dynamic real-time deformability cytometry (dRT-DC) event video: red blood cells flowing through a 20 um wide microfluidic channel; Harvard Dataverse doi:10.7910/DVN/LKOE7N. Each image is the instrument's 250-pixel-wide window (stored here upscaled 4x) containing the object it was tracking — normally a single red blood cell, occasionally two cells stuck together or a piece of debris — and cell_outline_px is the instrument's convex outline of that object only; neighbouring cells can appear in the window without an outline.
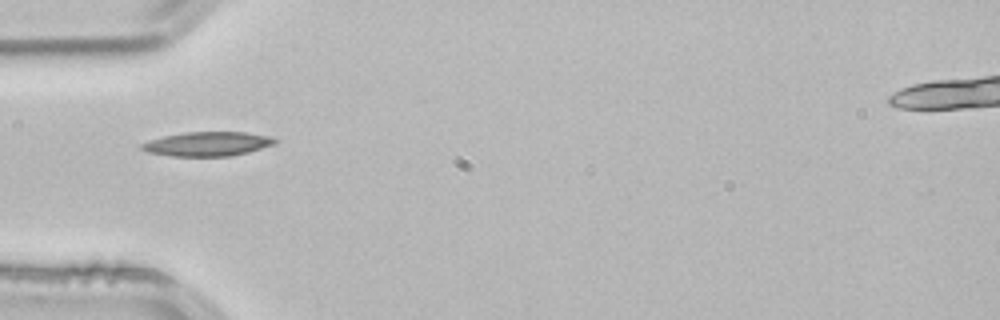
{"species": "common noctule bat (a hibernating species)", "species_latin": "Nyctalus noctula", "temperature_condition": "room temperature", "stored_images_in_passage": 37, "camera_frame_rate_fps": 3000, "um_per_image_px": 0.085, "animal": {"sex": "male", "body_mass_g": 21.5, "forearm_length_mm": 52.0}, "frame": {"image": 1, "passage_image": 1, "time_ms": 0.0, "image_size_px": [1000, 320], "cell_outline_px": [[276, 144], [248, 152], [228, 156], [168, 156], [148, 152], [140, 148], [140, 144], [164, 136], [184, 132], [244, 132], [268, 136], [276, 140]], "centroid_in_image_um": [17.62, 12.23], "position_along_channel_um": 67.4, "area_um2": 18.67}}
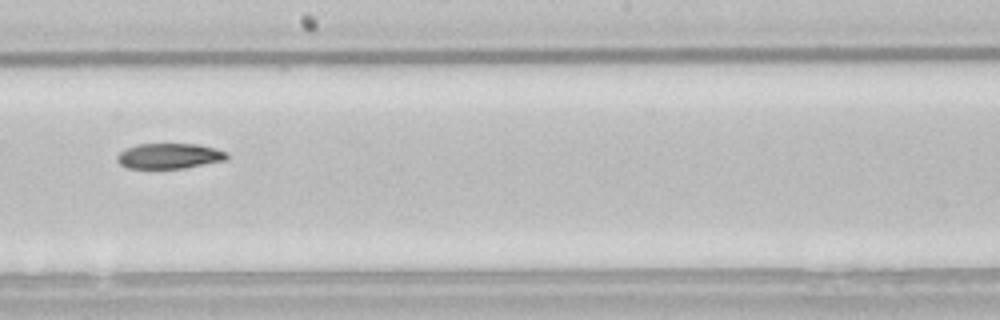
{"frame": {"image": 2, "passage_image": 14, "time_ms": 4.333, "image_size_px": [1000, 320], "cell_outline_px": [[228, 160], [184, 168], [128, 168], [120, 164], [116, 160], [116, 156], [124, 148], [136, 144], [200, 144], [216, 148], [228, 152]], "centroid_in_image_um": [14.41, 13.25], "position_along_channel_um": 233.8, "area_um2": 16.47}}
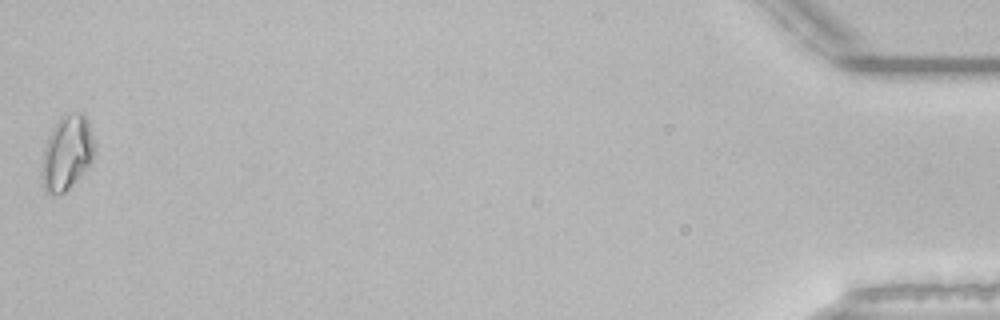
{"frame": {"image": 3, "passage_image": 37, "time_ms": 12.0, "image_size_px": [1000, 320], "cell_outline_px": [[96, 156], [76, 180], [64, 192], [48, 192], [40, 184], [40, 172], [44, 148], [48, 136], [52, 128], [60, 116], [64, 112], [84, 112], [88, 120], [96, 148]], "centroid_in_image_um": [5.69, 12.92], "position_along_channel_um": 429.5, "area_um2": 23.29}}